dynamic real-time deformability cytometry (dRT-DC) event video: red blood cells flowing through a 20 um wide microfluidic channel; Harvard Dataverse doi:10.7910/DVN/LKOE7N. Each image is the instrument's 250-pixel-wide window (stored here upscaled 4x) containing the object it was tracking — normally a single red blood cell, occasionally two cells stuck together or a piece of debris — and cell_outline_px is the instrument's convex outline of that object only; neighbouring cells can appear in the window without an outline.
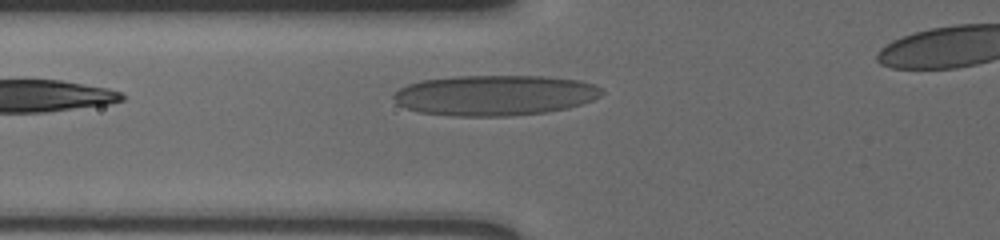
{"species": "human", "species_latin": "Homo sapiens", "temperature_condition": "cold", "stored_images_in_passage": 4, "segment_of_instrument_passage": [1, 2], "camera_frame_rate_fps": 3000, "um_per_image_px": 0.085, "donor": {"sex": "male"}, "frame": {"image": 1, "passage_image": 3, "time_ms": 0.667, "image_size_px": [1000, 240], "cell_outline_px": [[604, 92], [600, 96], [592, 100], [568, 108], [544, 112], [508, 116], [456, 116], [420, 112], [408, 108], [400, 104], [392, 96], [400, 88], [408, 84], [420, 80], [456, 76], [548, 76], [580, 80], [596, 84]], "centroid_in_image_um": [42.1, 8.09], "position_along_channel_um": 83.7, "area_um2": 49.01}}